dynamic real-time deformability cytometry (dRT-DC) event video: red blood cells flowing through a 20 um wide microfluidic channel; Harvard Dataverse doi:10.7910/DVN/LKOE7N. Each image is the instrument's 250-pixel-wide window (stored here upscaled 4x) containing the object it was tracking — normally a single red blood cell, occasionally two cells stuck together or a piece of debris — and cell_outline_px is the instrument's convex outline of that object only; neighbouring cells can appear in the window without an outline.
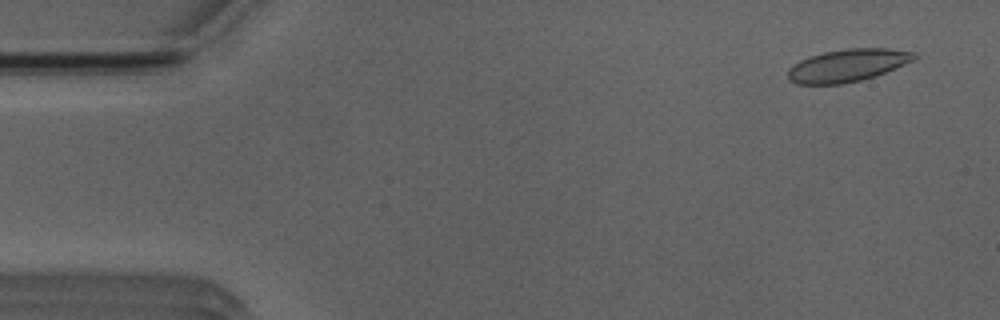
{"species": "Egyptian fruit bat (a non-hibernating species)", "species_latin": "Rousettus aegyptiacus", "temperature_condition": "room temperature", "stored_images_in_passage": 51, "camera_frame_rate_fps": 3000, "um_per_image_px": 0.085, "animal": {"sex": "male"}, "frame": {"image": 1, "passage_image": 2, "time_ms": 0.333, "image_size_px": [1000, 320], "cell_outline_px": [[920, 56], [916, 60], [876, 76], [860, 80], [840, 84], [796, 84], [788, 80], [788, 68], [792, 64], [808, 56], [824, 52], [848, 48], [888, 48], [916, 52]], "centroid_in_image_um": [72.07, 5.55], "position_along_channel_um": 12.9, "area_um2": 24.33}}
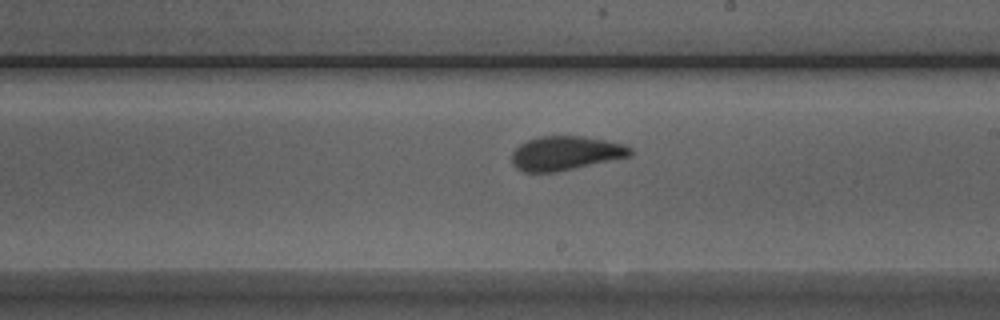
{"frame": {"image": 2, "passage_image": 28, "time_ms": 9.0, "image_size_px": [1000, 320], "cell_outline_px": [[632, 156], [556, 172], [524, 172], [516, 168], [512, 164], [512, 152], [520, 144], [528, 140], [540, 136], [584, 136], [624, 144], [632, 148]], "centroid_in_image_um": [48.08, 13.02], "position_along_channel_um": 240.9, "area_um2": 23.58}}
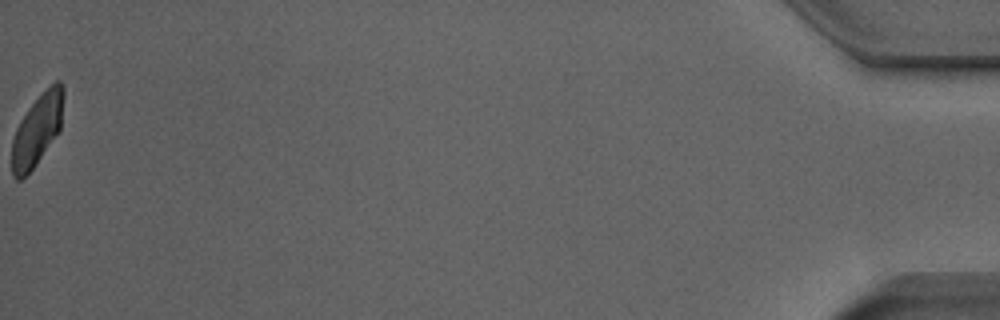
{"frame": {"image": 3, "passage_image": 51, "time_ms": 16.667, "image_size_px": [1000, 320], "cell_outline_px": [[64, 96], [60, 132], [36, 164], [20, 180], [16, 180], [12, 176], [12, 140], [16, 128], [20, 120], [28, 108], [56, 80], [60, 80], [64, 84]], "centroid_in_image_um": [3.18, 11.04], "position_along_channel_um": 432.0, "area_um2": 21.44}, "authors_computed_cell_mechanics": {"area_um2": 23.6402, "velocity_mm_per_s": 3.9193, "shape_relaxation_time_tau1_ms": 5.218, "shape_relaxation_time_tau2_ms": 1.9066, "deformation_change_tau1": 0.1609, "deformation_change_tau2": 0.0571}}